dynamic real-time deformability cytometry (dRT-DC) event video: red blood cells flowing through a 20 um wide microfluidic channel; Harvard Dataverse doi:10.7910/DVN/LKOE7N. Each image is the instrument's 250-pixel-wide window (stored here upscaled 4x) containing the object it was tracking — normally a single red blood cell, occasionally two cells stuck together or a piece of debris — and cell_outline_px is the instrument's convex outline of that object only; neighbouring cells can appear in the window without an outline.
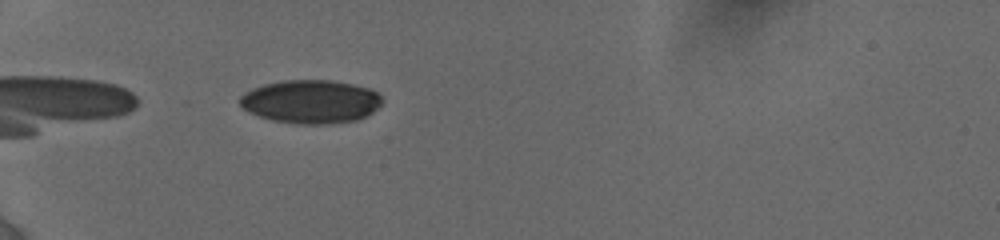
{"species": "human", "species_latin": "Homo sapiens", "temperature_condition": "cold", "stored_images_in_passage": 8, "camera_frame_rate_fps": 3000, "um_per_image_px": 0.085, "donor": {"sex": "female"}, "frame": {"image": 1, "passage_image": 2, "time_ms": 0.667, "image_size_px": [1000, 240], "cell_outline_px": [[384, 100], [372, 112], [356, 120], [328, 124], [296, 124], [272, 120], [248, 112], [240, 104], [240, 96], [244, 92], [252, 88], [264, 84], [284, 80], [332, 80], [352, 84], [368, 88], [376, 92]], "centroid_in_image_um": [26.39, 8.63], "position_along_channel_um": 58.6, "area_um2": 35.95}}
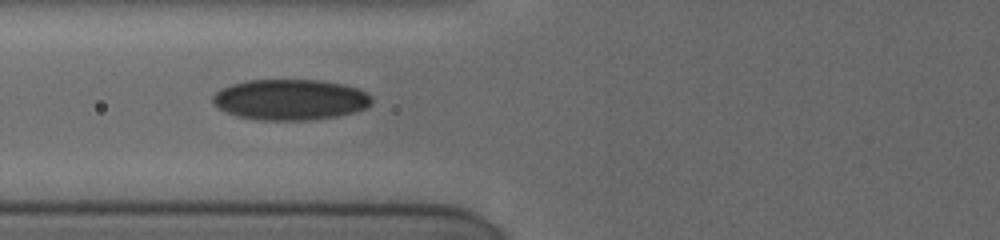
{"frame": {"image": 2, "passage_image": 5, "time_ms": 2.333, "image_size_px": [1000, 240], "cell_outline_px": [[372, 104], [368, 108], [356, 112], [336, 116], [308, 120], [256, 120], [236, 116], [216, 108], [212, 104], [212, 96], [216, 92], [232, 84], [248, 80], [320, 80], [344, 84], [368, 92], [372, 96]], "centroid_in_image_um": [24.69, 8.47], "position_along_channel_um": 101.1, "area_um2": 38.15}}
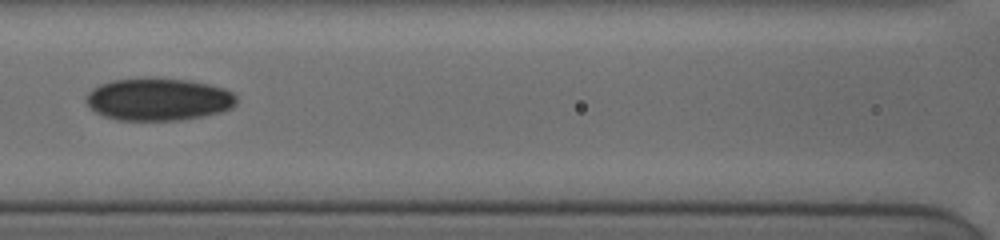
{"frame": {"image": 3, "passage_image": 7, "time_ms": 3.667, "image_size_px": [1000, 240], "cell_outline_px": [[236, 104], [232, 108], [220, 112], [204, 116], [176, 120], [116, 120], [104, 116], [96, 112], [84, 100], [88, 92], [92, 88], [100, 84], [112, 80], [152, 76], [188, 80], [208, 84], [224, 88], [232, 92], [236, 96]], "centroid_in_image_um": [13.45, 8.42], "position_along_channel_um": 153.2, "area_um2": 37.69}}